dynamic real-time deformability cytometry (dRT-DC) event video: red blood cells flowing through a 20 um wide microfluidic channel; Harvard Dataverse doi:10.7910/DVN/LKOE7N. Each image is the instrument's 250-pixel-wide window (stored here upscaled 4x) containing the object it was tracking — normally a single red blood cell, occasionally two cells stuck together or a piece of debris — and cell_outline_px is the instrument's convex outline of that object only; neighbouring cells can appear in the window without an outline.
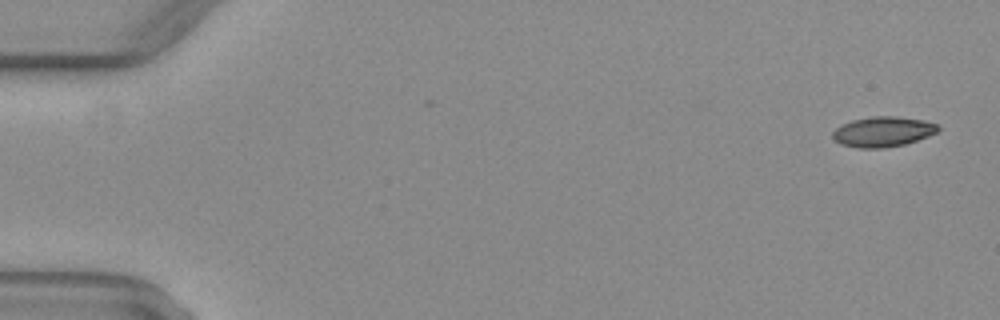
{"species": "common noctule bat (a hibernating species)", "species_latin": "Nyctalus noctula", "temperature_condition": "warm", "stored_images_in_passage": 4, "camera_frame_rate_fps": 3000, "um_per_image_px": 0.085, "animal": {"sex": "female", "body_mass_g": 29.2, "forearm_length_mm": 56.3}, "frame": {"image": 1, "passage_image": 1, "time_ms": 0.0, "image_size_px": [1000, 320], "cell_outline_px": [[940, 132], [904, 144], [880, 148], [860, 148], [844, 144], [836, 140], [832, 136], [832, 132], [840, 124], [852, 120], [872, 116], [896, 116], [924, 120], [936, 124], [940, 128]], "centroid_in_image_um": [75.07, 11.18], "position_along_channel_um": 9.9, "area_um2": 18.44}}